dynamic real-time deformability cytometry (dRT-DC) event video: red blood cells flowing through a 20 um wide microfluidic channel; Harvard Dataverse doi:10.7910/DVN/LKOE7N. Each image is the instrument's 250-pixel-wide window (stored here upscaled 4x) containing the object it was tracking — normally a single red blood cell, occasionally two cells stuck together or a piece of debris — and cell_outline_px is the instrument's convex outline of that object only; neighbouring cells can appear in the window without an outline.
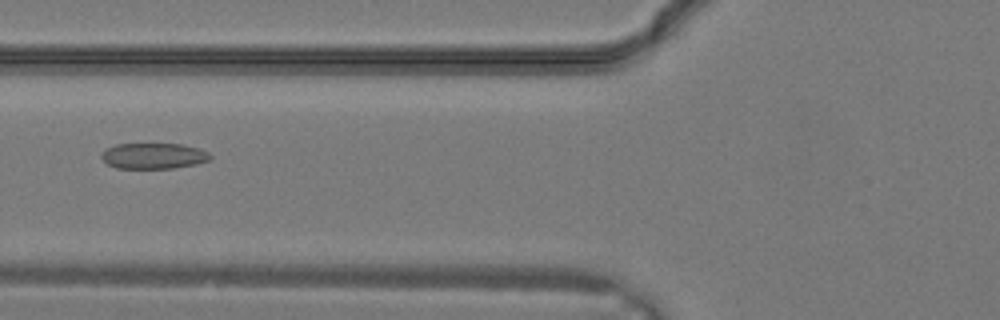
{"species": "common noctule bat (a hibernating species)", "species_latin": "Nyctalus noctula", "temperature_condition": "warm", "stored_images_in_passage": 32, "camera_frame_rate_fps": 3000, "um_per_image_px": 0.085, "animal": {"sex": "male", "body_mass_g": 19.2, "forearm_length_mm": 51.8}, "frame": {"image": 1, "passage_image": 13, "time_ms": 4.0, "image_size_px": [1000, 320], "cell_outline_px": [[212, 160], [196, 164], [172, 168], [116, 168], [108, 164], [100, 156], [108, 148], [116, 144], [180, 144], [200, 148], [208, 152], [212, 156]], "centroid_in_image_um": [13.11, 13.25], "position_along_channel_um": 112.7, "area_um2": 16.3}}
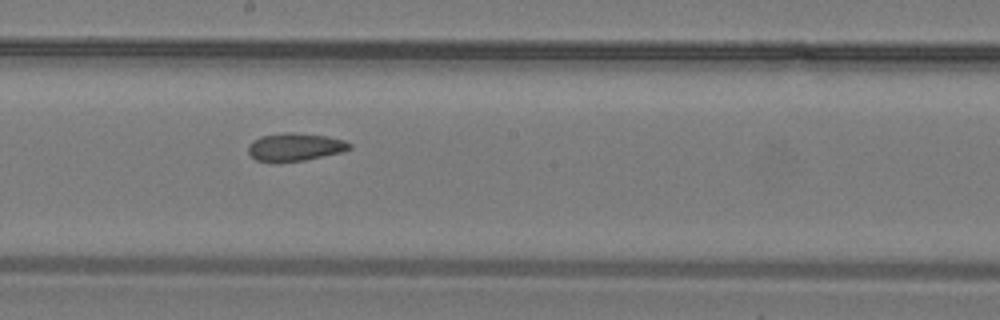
{"frame": {"image": 2, "passage_image": 18, "time_ms": 5.667, "image_size_px": [1000, 320], "cell_outline_px": [[352, 148], [340, 152], [304, 160], [280, 164], [256, 160], [248, 152], [248, 144], [252, 140], [260, 136], [284, 132], [292, 132], [328, 136], [344, 140], [352, 144]], "centroid_in_image_um": [25.03, 12.5], "position_along_channel_um": 223.2, "area_um2": 16.82}}
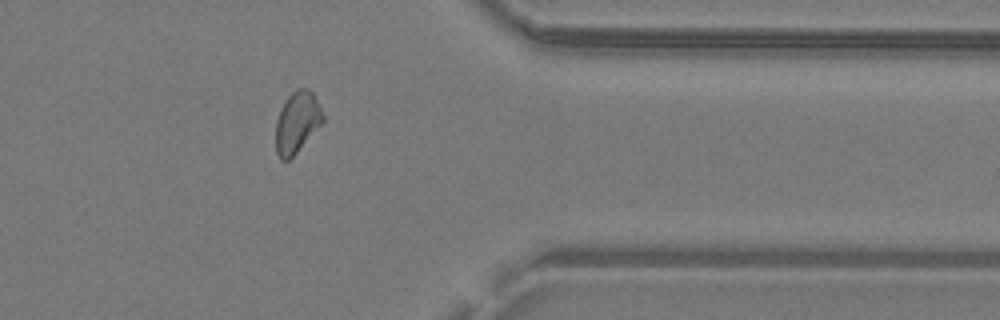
{"frame": {"image": 3, "passage_image": 26, "time_ms": 8.333, "image_size_px": [1000, 320], "cell_outline_px": [[324, 120], [296, 152], [288, 160], [280, 160], [276, 152], [276, 120], [280, 108], [288, 96], [296, 88], [308, 88], [312, 92], [324, 116]], "centroid_in_image_um": [25.22, 10.37], "position_along_channel_um": 386.2, "area_um2": 16.53}}